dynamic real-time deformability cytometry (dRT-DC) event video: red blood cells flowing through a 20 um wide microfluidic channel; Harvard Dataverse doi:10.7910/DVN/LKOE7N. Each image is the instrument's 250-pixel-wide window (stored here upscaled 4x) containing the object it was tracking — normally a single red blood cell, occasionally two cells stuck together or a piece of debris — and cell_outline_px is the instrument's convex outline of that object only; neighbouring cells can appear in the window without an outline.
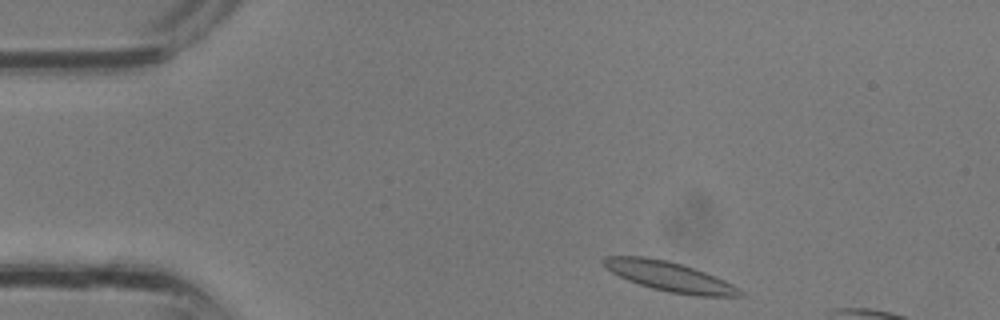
{"species": "common noctule bat (a hibernating species)", "species_latin": "Nyctalus noctula", "temperature_condition": "room temperature", "stored_images_in_passage": 6, "camera_frame_rate_fps": 3000, "um_per_image_px": 0.085, "animal": {"sex": "male", "body_mass_g": 13.3}, "frame": {"image": 1, "passage_image": 1, "time_ms": 0.0, "image_size_px": [1000, 320], "cell_outline_px": [[744, 296], [696, 296], [668, 292], [652, 288], [628, 280], [612, 272], [600, 260], [604, 256], [644, 256], [668, 260], [704, 272], [724, 280], [740, 288], [744, 292]], "centroid_in_image_um": [56.92, 23.5], "position_along_channel_um": 28.1, "area_um2": 23.41}}